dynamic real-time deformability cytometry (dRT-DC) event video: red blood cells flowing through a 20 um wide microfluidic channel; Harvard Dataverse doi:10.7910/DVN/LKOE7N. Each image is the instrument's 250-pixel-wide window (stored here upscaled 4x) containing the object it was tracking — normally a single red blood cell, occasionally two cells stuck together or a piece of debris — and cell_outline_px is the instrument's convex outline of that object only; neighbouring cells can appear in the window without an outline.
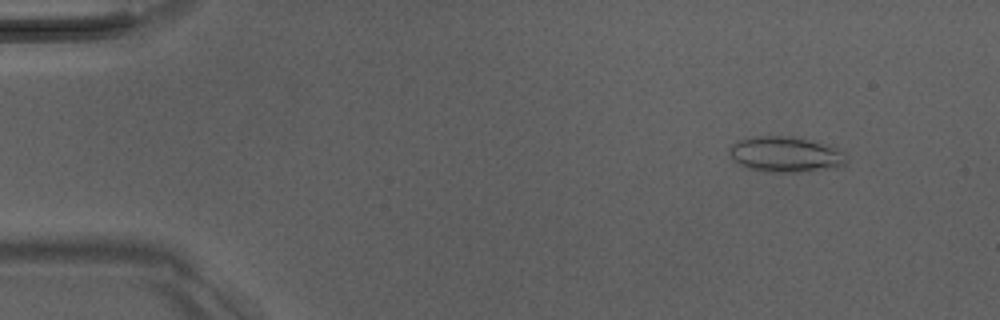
{"species": "Egyptian fruit bat (a non-hibernating species)", "species_latin": "Rousettus aegyptiacus", "temperature_condition": "room temperature", "stored_images_in_passage": 11, "camera_frame_rate_fps": 3000, "um_per_image_px": 0.085, "animal": {"sex": "male"}, "frame": {"image": 1, "passage_image": 6, "time_ms": 1.667, "image_size_px": [1000, 320], "cell_outline_px": [[848, 160], [844, 164], [836, 168], [800, 172], [764, 172], [748, 168], [732, 160], [728, 152], [728, 148], [732, 144], [740, 140], [752, 136], [784, 136], [804, 140], [836, 148], [844, 152], [848, 156]], "centroid_in_image_um": [66.73, 13.15], "position_along_channel_um": 18.3, "area_um2": 24.16}}